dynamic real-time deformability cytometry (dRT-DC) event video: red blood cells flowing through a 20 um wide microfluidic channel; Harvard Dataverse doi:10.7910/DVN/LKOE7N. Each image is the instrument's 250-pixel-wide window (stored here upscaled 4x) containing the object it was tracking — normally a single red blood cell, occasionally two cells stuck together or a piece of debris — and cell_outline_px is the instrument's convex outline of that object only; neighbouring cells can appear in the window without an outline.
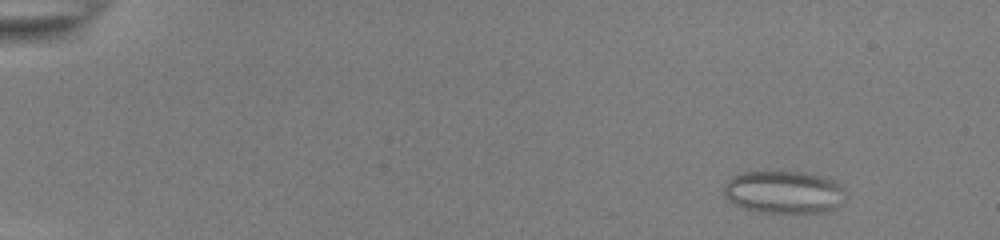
{"species": "common noctule bat (a hibernating species)", "species_latin": "Nyctalus noctula", "temperature_condition": "room temperature", "stored_images_in_passage": 54, "camera_frame_rate_fps": 3000, "um_per_image_px": 0.085, "animal": {"sex": "female", "body_mass_g": 22.0, "forearm_length_mm": 56.7}, "frame": {"image": 1, "passage_image": 6, "time_ms": 1.667, "image_size_px": [1000, 240], "cell_outline_px": [[848, 196], [836, 208], [828, 212], [760, 212], [744, 208], [728, 200], [724, 196], [724, 184], [732, 176], [744, 172], [804, 172], [820, 176], [832, 180], [840, 184], [848, 192]], "centroid_in_image_um": [66.67, 16.33], "position_along_channel_um": 18.3, "area_um2": 30.4}}
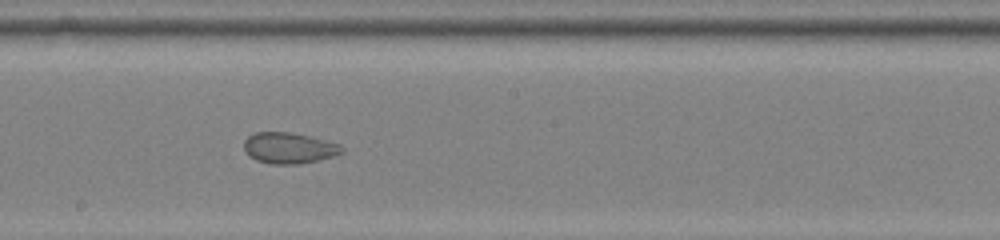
{"frame": {"image": 2, "passage_image": 32, "time_ms": 10.333, "image_size_px": [1000, 240], "cell_outline_px": [[344, 152], [336, 156], [300, 164], [272, 164], [256, 160], [248, 156], [244, 148], [244, 140], [248, 136], [256, 132], [292, 132], [340, 144], [344, 148]], "centroid_in_image_um": [24.57, 12.59], "position_along_channel_um": 223.6, "area_um2": 17.8}}
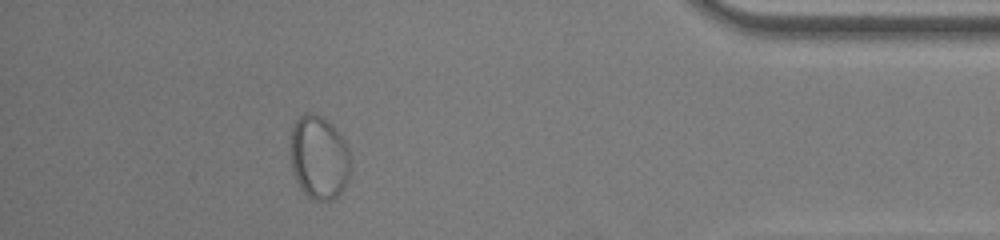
{"frame": {"image": 3, "passage_image": 49, "time_ms": 16.0, "image_size_px": [1000, 240], "cell_outline_px": [[348, 180], [344, 188], [332, 200], [316, 200], [308, 196], [300, 188], [296, 180], [292, 168], [288, 148], [292, 128], [296, 120], [304, 112], [312, 112], [324, 116], [332, 124], [344, 140], [348, 148]], "centroid_in_image_um": [27.06, 13.34], "position_along_channel_um": 408.1, "area_um2": 29.54}}